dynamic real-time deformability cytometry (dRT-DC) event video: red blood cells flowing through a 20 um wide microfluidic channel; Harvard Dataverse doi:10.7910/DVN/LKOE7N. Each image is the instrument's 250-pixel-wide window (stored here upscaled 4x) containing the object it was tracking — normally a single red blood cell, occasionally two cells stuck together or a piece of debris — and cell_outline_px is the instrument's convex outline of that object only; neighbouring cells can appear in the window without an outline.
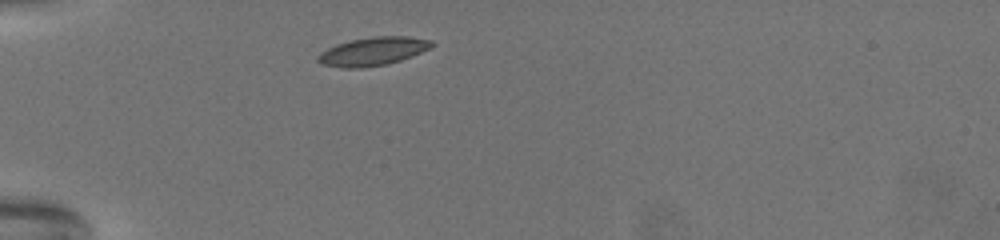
{"species": "common noctule bat (a hibernating species)", "species_latin": "Nyctalus noctula", "temperature_condition": "warm", "stored_images_in_passage": 40, "camera_frame_rate_fps": 3000, "um_per_image_px": 0.085, "animal": {"sex": "female", "body_mass_g": 19.5, "forearm_length_mm": 54.1}, "frame": {"image": 1, "passage_image": 1, "time_ms": 0.0, "image_size_px": [1000, 240], "cell_outline_px": [[436, 44], [432, 48], [412, 56], [388, 64], [360, 68], [340, 68], [324, 64], [316, 60], [316, 56], [320, 52], [336, 44], [352, 40], [372, 36], [408, 36], [432, 40]], "centroid_in_image_um": [31.72, 4.36], "position_along_channel_um": 53.3, "area_um2": 19.02}}
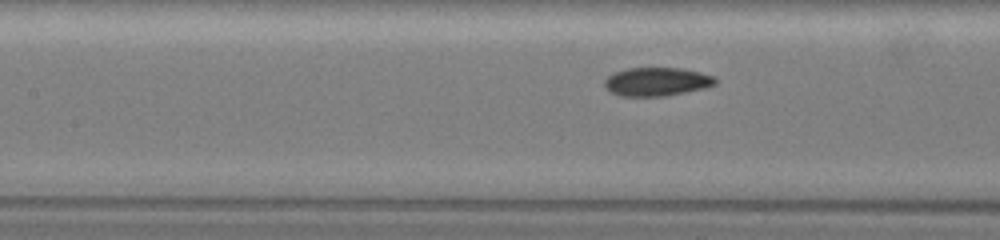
{"frame": {"image": 2, "passage_image": 13, "time_ms": 4.0, "image_size_px": [1000, 240], "cell_outline_px": [[716, 84], [704, 88], [664, 96], [620, 96], [612, 92], [604, 84], [604, 80], [612, 72], [628, 68], [680, 68], [700, 72], [716, 76]], "centroid_in_image_um": [55.83, 6.93], "position_along_channel_um": 151.6, "area_um2": 18.38}}
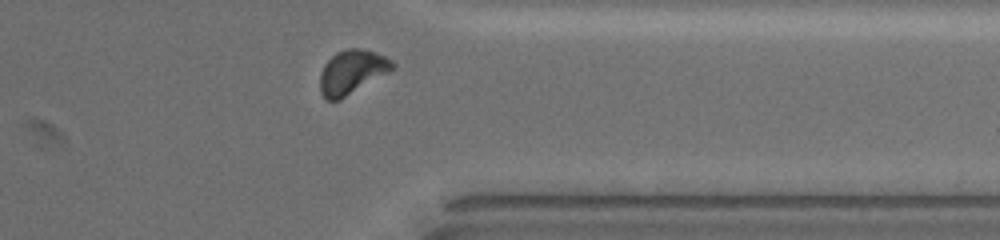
{"frame": {"image": 3, "passage_image": 36, "time_ms": 11.667, "image_size_px": [1000, 240], "cell_outline_px": [[396, 68], [340, 100], [328, 100], [320, 92], [320, 72], [324, 64], [336, 52], [348, 48], [364, 48], [376, 52], [392, 60], [396, 64]], "centroid_in_image_um": [29.93, 6.1], "position_along_channel_um": 381.5, "area_um2": 18.73}, "authors_computed_cell_mechanics": {"area_um2": 18.3804, "velocity_mm_per_s": 3.0274, "shape_relaxation_time_tau1_ms": 7.3129, "shape_relaxation_time_tau2_ms": 1.7119, "deformation_change_tau1": 0.132, "deformation_change_tau2": 0.0489}}